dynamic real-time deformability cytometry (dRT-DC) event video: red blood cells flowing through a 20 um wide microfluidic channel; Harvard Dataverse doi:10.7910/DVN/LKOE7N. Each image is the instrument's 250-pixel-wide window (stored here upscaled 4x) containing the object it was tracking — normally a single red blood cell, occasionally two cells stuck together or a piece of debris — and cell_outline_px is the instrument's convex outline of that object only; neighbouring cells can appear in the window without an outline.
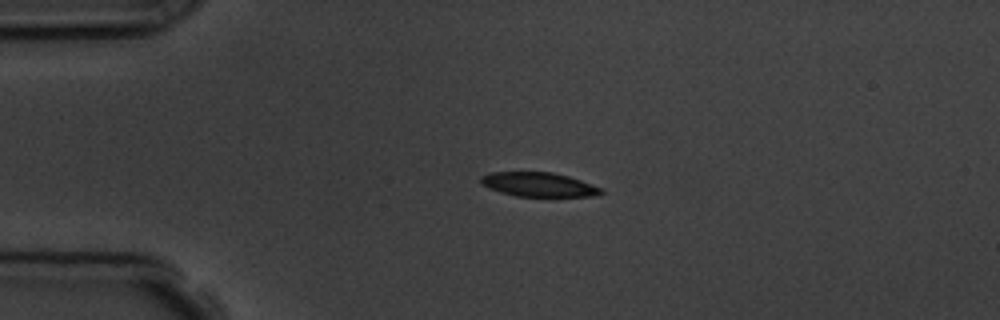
{"species": "common noctule bat (a hibernating species)", "species_latin": "Nyctalus noctula", "temperature_condition": "room temperature", "stored_images_in_passage": 5, "camera_frame_rate_fps": 3000, "um_per_image_px": 0.085, "animal": {"sex": "male", "body_mass_g": 19.5, "forearm_length_mm": 54.6}, "frame": {"image": 1, "passage_image": 4, "time_ms": 3.333, "image_size_px": [1000, 320], "cell_outline_px": [[604, 192], [600, 196], [516, 196], [500, 192], [488, 188], [480, 184], [480, 176], [488, 172], [552, 172], [568, 176], [604, 188]], "centroid_in_image_um": [45.78, 15.68], "position_along_channel_um": 39.2, "area_um2": 17.17}}